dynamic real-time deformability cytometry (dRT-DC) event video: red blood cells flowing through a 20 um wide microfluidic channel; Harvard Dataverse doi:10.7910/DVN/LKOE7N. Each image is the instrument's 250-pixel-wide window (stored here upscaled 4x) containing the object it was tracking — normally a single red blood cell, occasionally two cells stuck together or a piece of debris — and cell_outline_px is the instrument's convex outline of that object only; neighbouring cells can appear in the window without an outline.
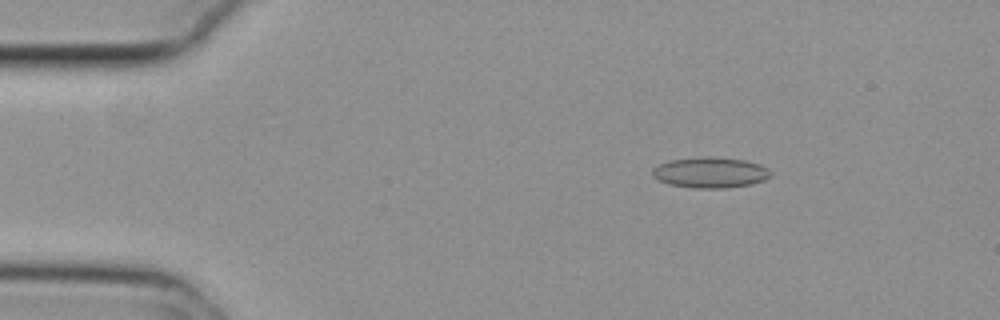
{"species": "common noctule bat (a hibernating species)", "species_latin": "Nyctalus noctula", "temperature_condition": "cold", "stored_images_in_passage": 53, "camera_frame_rate_fps": 3000, "um_per_image_px": 0.085, "animal": {"sex": "female", "body_mass_g": 29.2, "forearm_length_mm": 56.3}, "frame": {"image": 1, "passage_image": 7, "time_ms": 2.0, "image_size_px": [1000, 320], "cell_outline_px": [[772, 176], [764, 180], [752, 184], [724, 188], [692, 188], [668, 184], [652, 176], [652, 168], [660, 164], [672, 160], [700, 156], [744, 160], [760, 164], [768, 168], [772, 172]], "centroid_in_image_um": [60.39, 14.67], "position_along_channel_um": 24.6, "area_um2": 21.15}}
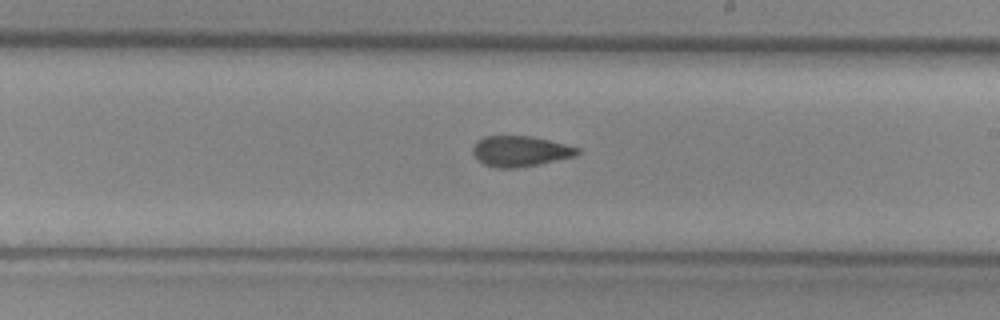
{"frame": {"image": 2, "passage_image": 30, "time_ms": 9.667, "image_size_px": [1000, 320], "cell_outline_px": [[580, 152], [576, 156], [540, 164], [516, 168], [496, 168], [484, 164], [472, 152], [472, 148], [484, 136], [532, 136], [580, 148]], "centroid_in_image_um": [44.25, 12.86], "position_along_channel_um": 244.7, "area_um2": 18.5}}
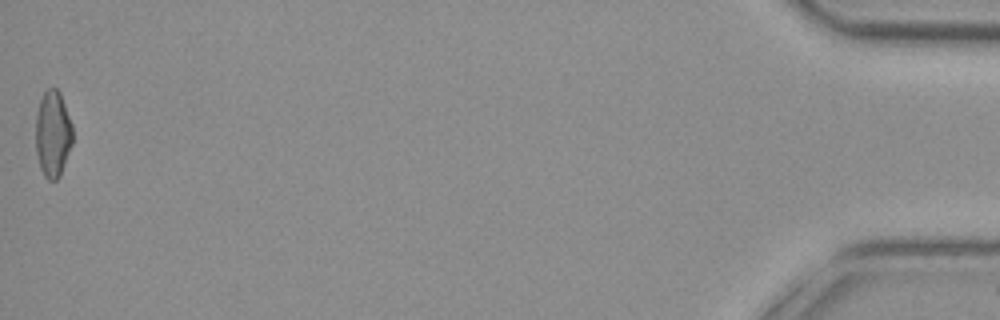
{"frame": {"image": 3, "passage_image": 53, "time_ms": 17.333, "image_size_px": [1000, 320], "cell_outline_px": [[72, 144], [60, 176], [56, 180], [48, 180], [44, 176], [40, 168], [36, 152], [36, 112], [40, 100], [44, 92], [48, 88], [56, 88], [60, 92], [72, 124]], "centroid_in_image_um": [4.48, 11.38], "position_along_channel_um": 430.7, "area_um2": 18.67}, "authors_computed_cell_mechanics": {"area_um2": 19.1318, "velocity_mm_per_s": 3.7854, "shape_relaxation_time_tau1_ms": null, "shape_relaxation_time_tau2_ms": 5.0759, "deformation_change_tau1": null, "deformation_change_tau2": 0.1131}}